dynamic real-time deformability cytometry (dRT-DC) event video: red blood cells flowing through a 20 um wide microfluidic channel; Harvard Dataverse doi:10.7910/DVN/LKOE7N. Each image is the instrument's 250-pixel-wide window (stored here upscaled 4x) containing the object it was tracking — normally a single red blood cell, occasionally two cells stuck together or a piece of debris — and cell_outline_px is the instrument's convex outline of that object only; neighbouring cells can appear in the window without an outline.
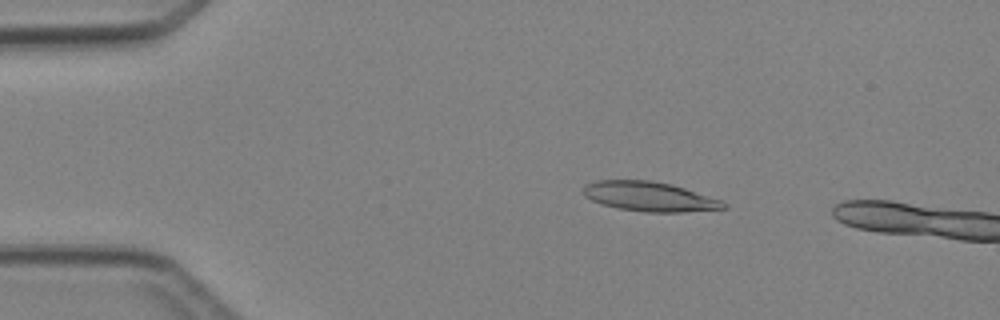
{"species": "Egyptian fruit bat (a non-hibernating species)", "species_latin": "Rousettus aegyptiacus", "temperature_condition": "cold", "stored_images_in_passage": 3, "camera_frame_rate_fps": 3000, "um_per_image_px": 0.085, "animal": {"sex": "female"}, "frame": {"image": 1, "passage_image": 2, "time_ms": 1.0, "image_size_px": [1000, 320], "cell_outline_px": [[728, 208], [684, 212], [644, 212], [616, 208], [600, 204], [584, 196], [584, 184], [596, 180], [648, 180], [672, 184], [720, 200], [728, 204]], "centroid_in_image_um": [55.18, 16.71], "position_along_channel_um": 29.8, "area_um2": 24.22}}